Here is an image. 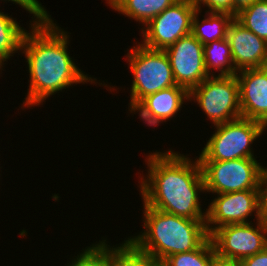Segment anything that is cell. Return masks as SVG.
<instances>
[{
  "mask_svg": "<svg viewBox=\"0 0 267 266\" xmlns=\"http://www.w3.org/2000/svg\"><path fill=\"white\" fill-rule=\"evenodd\" d=\"M239 263L241 266H267V247L255 255L242 259Z\"/></svg>",
  "mask_w": 267,
  "mask_h": 266,
  "instance_id": "cell-26",
  "label": "cell"
},
{
  "mask_svg": "<svg viewBox=\"0 0 267 266\" xmlns=\"http://www.w3.org/2000/svg\"><path fill=\"white\" fill-rule=\"evenodd\" d=\"M25 32L16 20L0 11V69L13 53L21 50Z\"/></svg>",
  "mask_w": 267,
  "mask_h": 266,
  "instance_id": "cell-19",
  "label": "cell"
},
{
  "mask_svg": "<svg viewBox=\"0 0 267 266\" xmlns=\"http://www.w3.org/2000/svg\"><path fill=\"white\" fill-rule=\"evenodd\" d=\"M197 10H201V3L210 10L207 12H228L232 14V0H193Z\"/></svg>",
  "mask_w": 267,
  "mask_h": 266,
  "instance_id": "cell-25",
  "label": "cell"
},
{
  "mask_svg": "<svg viewBox=\"0 0 267 266\" xmlns=\"http://www.w3.org/2000/svg\"><path fill=\"white\" fill-rule=\"evenodd\" d=\"M184 100H190L189 91L175 85L146 96L131 112L139 111V116L145 123L155 126L174 117L182 108Z\"/></svg>",
  "mask_w": 267,
  "mask_h": 266,
  "instance_id": "cell-14",
  "label": "cell"
},
{
  "mask_svg": "<svg viewBox=\"0 0 267 266\" xmlns=\"http://www.w3.org/2000/svg\"><path fill=\"white\" fill-rule=\"evenodd\" d=\"M102 240L83 250L67 266H107V244Z\"/></svg>",
  "mask_w": 267,
  "mask_h": 266,
  "instance_id": "cell-22",
  "label": "cell"
},
{
  "mask_svg": "<svg viewBox=\"0 0 267 266\" xmlns=\"http://www.w3.org/2000/svg\"><path fill=\"white\" fill-rule=\"evenodd\" d=\"M164 51L170 60L176 85L190 92L209 77L204 65L203 44L191 33L179 38Z\"/></svg>",
  "mask_w": 267,
  "mask_h": 266,
  "instance_id": "cell-11",
  "label": "cell"
},
{
  "mask_svg": "<svg viewBox=\"0 0 267 266\" xmlns=\"http://www.w3.org/2000/svg\"><path fill=\"white\" fill-rule=\"evenodd\" d=\"M216 251L210 236L195 250L168 256L160 266H212Z\"/></svg>",
  "mask_w": 267,
  "mask_h": 266,
  "instance_id": "cell-20",
  "label": "cell"
},
{
  "mask_svg": "<svg viewBox=\"0 0 267 266\" xmlns=\"http://www.w3.org/2000/svg\"><path fill=\"white\" fill-rule=\"evenodd\" d=\"M258 0H232V15H236L241 10L249 7Z\"/></svg>",
  "mask_w": 267,
  "mask_h": 266,
  "instance_id": "cell-27",
  "label": "cell"
},
{
  "mask_svg": "<svg viewBox=\"0 0 267 266\" xmlns=\"http://www.w3.org/2000/svg\"><path fill=\"white\" fill-rule=\"evenodd\" d=\"M245 28L267 42V0H258L235 15Z\"/></svg>",
  "mask_w": 267,
  "mask_h": 266,
  "instance_id": "cell-21",
  "label": "cell"
},
{
  "mask_svg": "<svg viewBox=\"0 0 267 266\" xmlns=\"http://www.w3.org/2000/svg\"><path fill=\"white\" fill-rule=\"evenodd\" d=\"M199 162L207 192L223 194L257 189L261 165L255 158Z\"/></svg>",
  "mask_w": 267,
  "mask_h": 266,
  "instance_id": "cell-8",
  "label": "cell"
},
{
  "mask_svg": "<svg viewBox=\"0 0 267 266\" xmlns=\"http://www.w3.org/2000/svg\"><path fill=\"white\" fill-rule=\"evenodd\" d=\"M251 223L224 225L210 235L217 259L240 262L267 247V220H257L256 228Z\"/></svg>",
  "mask_w": 267,
  "mask_h": 266,
  "instance_id": "cell-7",
  "label": "cell"
},
{
  "mask_svg": "<svg viewBox=\"0 0 267 266\" xmlns=\"http://www.w3.org/2000/svg\"><path fill=\"white\" fill-rule=\"evenodd\" d=\"M196 11L193 0L176 1L145 25L142 45L154 50H165L173 45L179 38L191 33Z\"/></svg>",
  "mask_w": 267,
  "mask_h": 266,
  "instance_id": "cell-9",
  "label": "cell"
},
{
  "mask_svg": "<svg viewBox=\"0 0 267 266\" xmlns=\"http://www.w3.org/2000/svg\"><path fill=\"white\" fill-rule=\"evenodd\" d=\"M233 64L237 71L267 66V42L235 18L227 30Z\"/></svg>",
  "mask_w": 267,
  "mask_h": 266,
  "instance_id": "cell-13",
  "label": "cell"
},
{
  "mask_svg": "<svg viewBox=\"0 0 267 266\" xmlns=\"http://www.w3.org/2000/svg\"><path fill=\"white\" fill-rule=\"evenodd\" d=\"M203 52L204 65L209 76H211V69L219 70L218 76L236 75L238 72L233 64L231 48L227 38L203 45Z\"/></svg>",
  "mask_w": 267,
  "mask_h": 266,
  "instance_id": "cell-16",
  "label": "cell"
},
{
  "mask_svg": "<svg viewBox=\"0 0 267 266\" xmlns=\"http://www.w3.org/2000/svg\"><path fill=\"white\" fill-rule=\"evenodd\" d=\"M201 13L197 10L192 18L191 34L203 45L216 40L227 38V30L230 23L235 18L228 12H208L207 18L199 21L198 15Z\"/></svg>",
  "mask_w": 267,
  "mask_h": 266,
  "instance_id": "cell-15",
  "label": "cell"
},
{
  "mask_svg": "<svg viewBox=\"0 0 267 266\" xmlns=\"http://www.w3.org/2000/svg\"><path fill=\"white\" fill-rule=\"evenodd\" d=\"M120 247L107 245V266H160L150 255L140 250L129 238ZM110 247V248H109Z\"/></svg>",
  "mask_w": 267,
  "mask_h": 266,
  "instance_id": "cell-17",
  "label": "cell"
},
{
  "mask_svg": "<svg viewBox=\"0 0 267 266\" xmlns=\"http://www.w3.org/2000/svg\"><path fill=\"white\" fill-rule=\"evenodd\" d=\"M257 191L262 218L267 220V168L262 165L258 174Z\"/></svg>",
  "mask_w": 267,
  "mask_h": 266,
  "instance_id": "cell-23",
  "label": "cell"
},
{
  "mask_svg": "<svg viewBox=\"0 0 267 266\" xmlns=\"http://www.w3.org/2000/svg\"><path fill=\"white\" fill-rule=\"evenodd\" d=\"M133 74L131 110L146 96L176 85L170 60L164 50H154L136 45L127 53Z\"/></svg>",
  "mask_w": 267,
  "mask_h": 266,
  "instance_id": "cell-4",
  "label": "cell"
},
{
  "mask_svg": "<svg viewBox=\"0 0 267 266\" xmlns=\"http://www.w3.org/2000/svg\"><path fill=\"white\" fill-rule=\"evenodd\" d=\"M145 230L129 239L159 264L168 256L197 249L208 237L206 220L169 214L143 205Z\"/></svg>",
  "mask_w": 267,
  "mask_h": 266,
  "instance_id": "cell-3",
  "label": "cell"
},
{
  "mask_svg": "<svg viewBox=\"0 0 267 266\" xmlns=\"http://www.w3.org/2000/svg\"><path fill=\"white\" fill-rule=\"evenodd\" d=\"M147 179H141L143 202L153 209L192 220H206L199 202L205 192L200 162L177 152H153L147 156ZM199 192V194H198Z\"/></svg>",
  "mask_w": 267,
  "mask_h": 266,
  "instance_id": "cell-2",
  "label": "cell"
},
{
  "mask_svg": "<svg viewBox=\"0 0 267 266\" xmlns=\"http://www.w3.org/2000/svg\"><path fill=\"white\" fill-rule=\"evenodd\" d=\"M214 126L241 118L239 83L236 75L212 74L189 92Z\"/></svg>",
  "mask_w": 267,
  "mask_h": 266,
  "instance_id": "cell-6",
  "label": "cell"
},
{
  "mask_svg": "<svg viewBox=\"0 0 267 266\" xmlns=\"http://www.w3.org/2000/svg\"><path fill=\"white\" fill-rule=\"evenodd\" d=\"M215 127L217 130L203 148L199 161L255 158L250 146L266 128L258 121L242 117Z\"/></svg>",
  "mask_w": 267,
  "mask_h": 266,
  "instance_id": "cell-5",
  "label": "cell"
},
{
  "mask_svg": "<svg viewBox=\"0 0 267 266\" xmlns=\"http://www.w3.org/2000/svg\"><path fill=\"white\" fill-rule=\"evenodd\" d=\"M178 0H123L114 10L141 22L144 26Z\"/></svg>",
  "mask_w": 267,
  "mask_h": 266,
  "instance_id": "cell-18",
  "label": "cell"
},
{
  "mask_svg": "<svg viewBox=\"0 0 267 266\" xmlns=\"http://www.w3.org/2000/svg\"><path fill=\"white\" fill-rule=\"evenodd\" d=\"M212 266H241L239 262H229L216 259Z\"/></svg>",
  "mask_w": 267,
  "mask_h": 266,
  "instance_id": "cell-28",
  "label": "cell"
},
{
  "mask_svg": "<svg viewBox=\"0 0 267 266\" xmlns=\"http://www.w3.org/2000/svg\"><path fill=\"white\" fill-rule=\"evenodd\" d=\"M252 212H256V220L263 219L257 189L217 194V198L206 209L207 233L210 236L216 229L228 224L248 223L250 221L247 218Z\"/></svg>",
  "mask_w": 267,
  "mask_h": 266,
  "instance_id": "cell-10",
  "label": "cell"
},
{
  "mask_svg": "<svg viewBox=\"0 0 267 266\" xmlns=\"http://www.w3.org/2000/svg\"><path fill=\"white\" fill-rule=\"evenodd\" d=\"M238 72L241 117L258 121L267 129V66Z\"/></svg>",
  "mask_w": 267,
  "mask_h": 266,
  "instance_id": "cell-12",
  "label": "cell"
},
{
  "mask_svg": "<svg viewBox=\"0 0 267 266\" xmlns=\"http://www.w3.org/2000/svg\"><path fill=\"white\" fill-rule=\"evenodd\" d=\"M5 1V0H4ZM12 1L16 4H19L21 7L26 9L30 14H33L34 18L33 22H40L48 18L50 15L44 9V7L37 0H6Z\"/></svg>",
  "mask_w": 267,
  "mask_h": 266,
  "instance_id": "cell-24",
  "label": "cell"
},
{
  "mask_svg": "<svg viewBox=\"0 0 267 266\" xmlns=\"http://www.w3.org/2000/svg\"><path fill=\"white\" fill-rule=\"evenodd\" d=\"M30 25L31 32H25L21 44L30 73L23 108L37 106L74 83H95L96 79L85 75L67 53L69 35L59 29L51 15Z\"/></svg>",
  "mask_w": 267,
  "mask_h": 266,
  "instance_id": "cell-1",
  "label": "cell"
},
{
  "mask_svg": "<svg viewBox=\"0 0 267 266\" xmlns=\"http://www.w3.org/2000/svg\"><path fill=\"white\" fill-rule=\"evenodd\" d=\"M107 4L111 6L112 9H115L123 0H106Z\"/></svg>",
  "mask_w": 267,
  "mask_h": 266,
  "instance_id": "cell-29",
  "label": "cell"
}]
</instances>
